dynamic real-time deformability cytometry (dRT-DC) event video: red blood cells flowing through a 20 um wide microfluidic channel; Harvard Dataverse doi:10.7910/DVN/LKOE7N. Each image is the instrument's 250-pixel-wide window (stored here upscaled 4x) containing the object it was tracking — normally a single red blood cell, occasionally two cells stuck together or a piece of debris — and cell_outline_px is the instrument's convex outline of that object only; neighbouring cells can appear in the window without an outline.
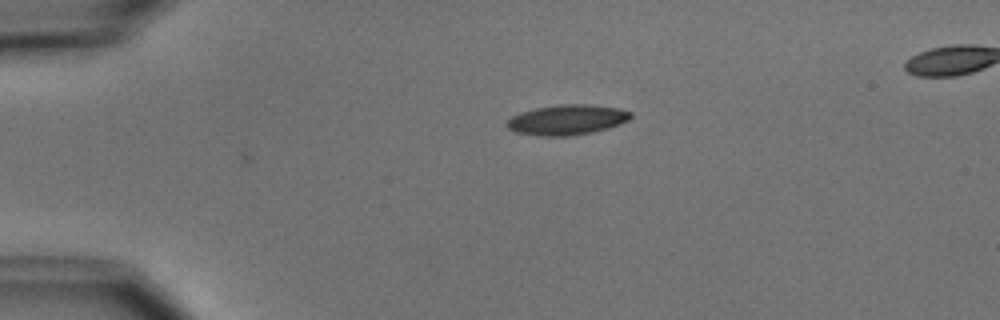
{"species": "common noctule bat (a hibernating species)", "species_latin": "Nyctalus noctula", "temperature_condition": "cold", "stored_images_in_passage": 5, "camera_frame_rate_fps": 3000, "um_per_image_px": 0.085, "animal": {"sex": "male", "body_mass_g": 15.6}, "frame": {"image": 1, "passage_image": 5, "time_ms": 1.333, "image_size_px": [1000, 320], "cell_outline_px": [[632, 116], [628, 120], [620, 124], [608, 128], [592, 132], [568, 136], [540, 136], [516, 132], [508, 128], [504, 124], [512, 116], [520, 112], [536, 108], [560, 104], [588, 104], [620, 108], [632, 112]], "centroid_in_image_um": [48.2, 10.18], "position_along_channel_um": 36.8, "area_um2": 21.85}}